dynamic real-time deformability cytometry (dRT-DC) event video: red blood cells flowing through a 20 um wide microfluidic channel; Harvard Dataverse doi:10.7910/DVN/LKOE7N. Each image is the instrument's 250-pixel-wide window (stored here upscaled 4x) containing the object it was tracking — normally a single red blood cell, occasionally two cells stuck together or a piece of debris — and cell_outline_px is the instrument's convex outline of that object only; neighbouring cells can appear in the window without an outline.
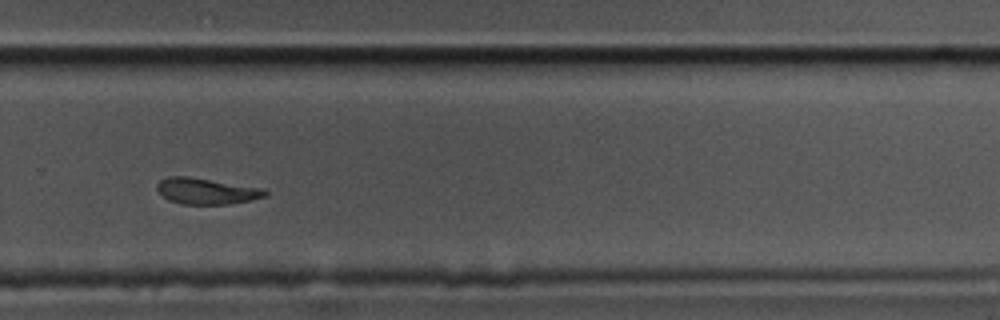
{"species": "common noctule bat (a hibernating species)", "species_latin": "Nyctalus noctula", "temperature_condition": "cold", "stored_images_in_passage": 9, "camera_frame_rate_fps": 3000, "um_per_image_px": 0.085, "animal": {"sex": "male", "body_mass_g": 17.5, "forearm_length_mm": 52.3}, "frame": {"image": 1, "passage_image": 9, "time_ms": 2.667, "image_size_px": [1000, 320], "cell_outline_px": [[268, 196], [252, 200], [228, 204], [180, 204], [168, 200], [156, 188], [156, 184], [160, 180], [168, 176], [188, 176], [264, 188], [268, 192]], "centroid_in_image_um": [17.57, 16.24], "position_along_channel_um": 312.2, "area_um2": 16.59}}